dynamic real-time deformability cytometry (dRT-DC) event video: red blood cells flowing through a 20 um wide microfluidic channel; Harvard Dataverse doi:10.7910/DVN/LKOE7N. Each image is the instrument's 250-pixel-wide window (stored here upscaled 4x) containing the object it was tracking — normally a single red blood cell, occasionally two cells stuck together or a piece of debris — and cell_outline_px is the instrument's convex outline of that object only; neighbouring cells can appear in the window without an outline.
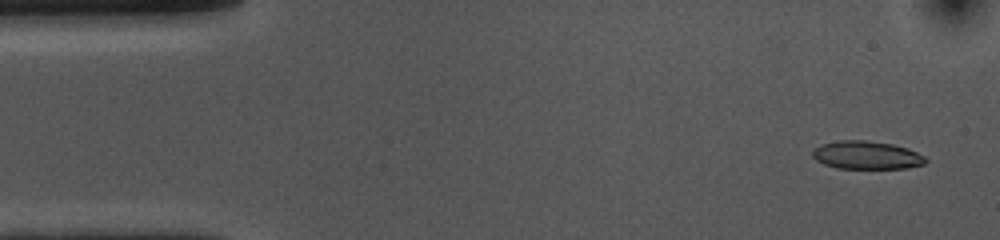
{"species": "common noctule bat (a hibernating species)", "species_latin": "Nyctalus noctula", "temperature_condition": "cold", "stored_images_in_passage": 52, "camera_frame_rate_fps": 3000, "um_per_image_px": 0.085, "animal": {"sex": "female", "body_mass_g": 10.0, "forearm_length_mm": 53.1}, "frame": {"image": 1, "passage_image": 3, "time_ms": 0.667, "image_size_px": [1000, 240], "cell_outline_px": [[928, 160], [924, 164], [904, 168], [836, 168], [824, 164], [816, 160], [812, 156], [812, 152], [820, 144], [840, 140], [864, 140], [892, 144], [908, 148], [924, 156]], "centroid_in_image_um": [73.65, 13.18], "position_along_channel_um": 11.4, "area_um2": 18.44}}
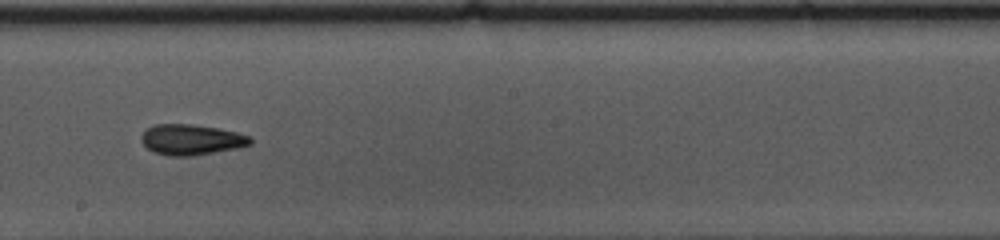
{"frame": {"image": 2, "passage_image": 29, "time_ms": 9.333, "image_size_px": [1000, 240], "cell_outline_px": [[252, 144], [240, 148], [192, 156], [168, 156], [156, 152], [148, 148], [140, 140], [140, 136], [144, 128], [152, 124], [192, 124], [216, 128], [236, 132], [252, 136]], "centroid_in_image_um": [16.26, 11.86], "position_along_channel_um": 231.9, "area_um2": 19.71}}
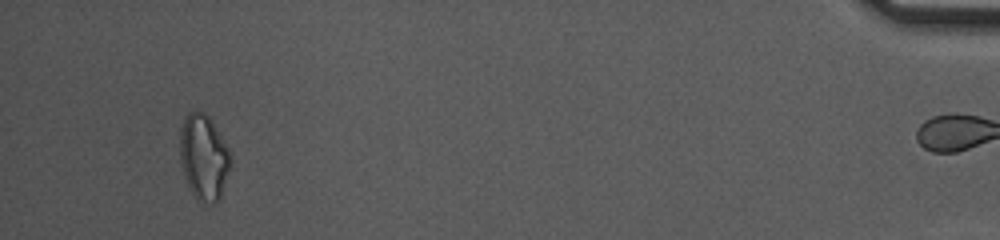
{"frame": {"image": 3, "passage_image": 51, "time_ms": 16.667, "image_size_px": [1000, 240], "cell_outline_px": [[228, 168], [220, 200], [216, 204], [200, 204], [196, 200], [184, 176], [180, 160], [180, 128], [184, 116], [188, 112], [196, 108], [204, 112], [208, 116], [216, 128], [228, 148]], "centroid_in_image_um": [17.27, 13.36], "position_along_channel_um": 417.9, "area_um2": 25.2}, "authors_computed_cell_mechanics": {"area_um2": 19.074, "velocity_mm_per_s": 3.631, "shape_relaxation_time_tau1_ms": 4.6849, "shape_relaxation_time_tau2_ms": 4.4162, "deformation_change_tau1": 0.1254, "deformation_change_tau2": 0.127}}